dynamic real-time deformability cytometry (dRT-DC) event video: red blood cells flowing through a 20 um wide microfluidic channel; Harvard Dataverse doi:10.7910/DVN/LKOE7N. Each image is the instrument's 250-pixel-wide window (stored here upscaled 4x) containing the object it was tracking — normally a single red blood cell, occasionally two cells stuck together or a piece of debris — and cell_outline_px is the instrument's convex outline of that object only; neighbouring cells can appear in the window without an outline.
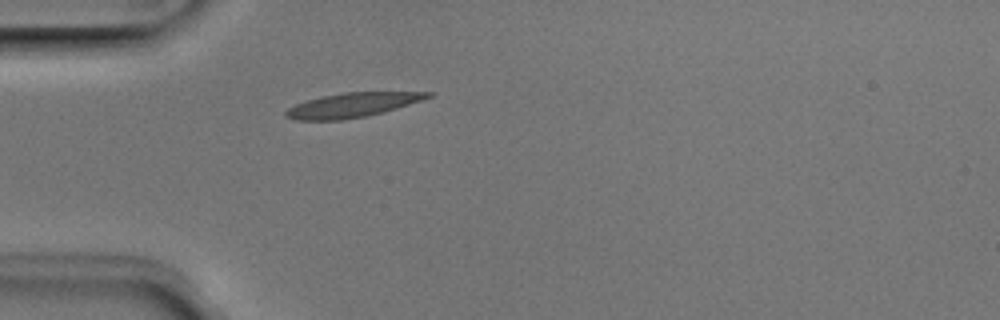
{"species": "Egyptian fruit bat (a non-hibernating species)", "species_latin": "Rousettus aegyptiacus", "temperature_condition": "room temperature", "stored_images_in_passage": 2, "camera_frame_rate_fps": 3000, "um_per_image_px": 0.085, "animal": {"sex": "male"}, "frame": {"image": 1, "passage_image": 2, "time_ms": 0.333, "image_size_px": [1000, 320], "cell_outline_px": [[436, 92], [432, 96], [424, 100], [384, 112], [368, 116], [340, 120], [296, 120], [284, 116], [284, 112], [288, 108], [296, 104], [308, 100], [324, 96], [344, 92]], "centroid_in_image_um": [29.98, 8.93], "position_along_channel_um": 55.0, "area_um2": 20.23}}